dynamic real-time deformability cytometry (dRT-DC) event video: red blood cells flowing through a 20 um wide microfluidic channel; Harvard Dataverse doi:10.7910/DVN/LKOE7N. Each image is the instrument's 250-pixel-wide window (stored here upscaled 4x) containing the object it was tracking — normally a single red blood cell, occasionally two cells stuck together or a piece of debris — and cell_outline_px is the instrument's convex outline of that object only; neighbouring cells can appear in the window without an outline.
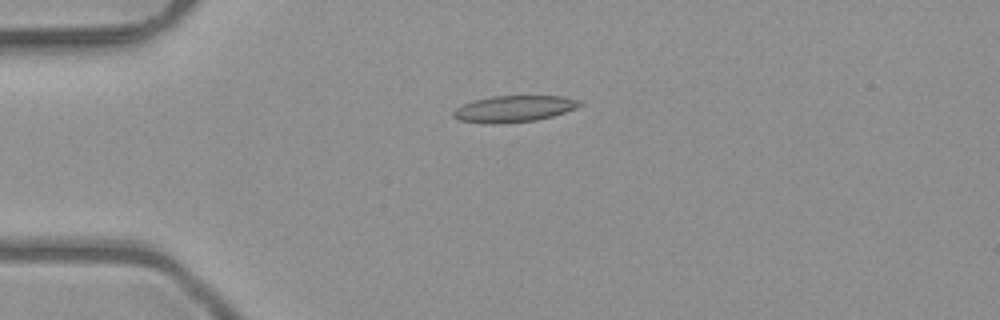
{"species": "common noctule bat (a hibernating species)", "species_latin": "Nyctalus noctula", "temperature_condition": "room temperature", "stored_images_in_passage": 2, "camera_frame_rate_fps": 3000, "um_per_image_px": 0.085, "animal": {"sex": "male", "body_mass_g": 23.1, "forearm_length_mm": 52.7}, "frame": {"image": 1, "passage_image": 1, "time_ms": 0.0, "image_size_px": [1000, 320], "cell_outline_px": [[584, 104], [576, 108], [552, 116], [536, 120], [500, 124], [488, 124], [456, 120], [452, 116], [452, 112], [456, 108], [464, 104], [476, 100], [492, 96], [560, 96], [580, 100]], "centroid_in_image_um": [43.67, 9.26], "position_along_channel_um": 41.3, "area_um2": 19.54}}